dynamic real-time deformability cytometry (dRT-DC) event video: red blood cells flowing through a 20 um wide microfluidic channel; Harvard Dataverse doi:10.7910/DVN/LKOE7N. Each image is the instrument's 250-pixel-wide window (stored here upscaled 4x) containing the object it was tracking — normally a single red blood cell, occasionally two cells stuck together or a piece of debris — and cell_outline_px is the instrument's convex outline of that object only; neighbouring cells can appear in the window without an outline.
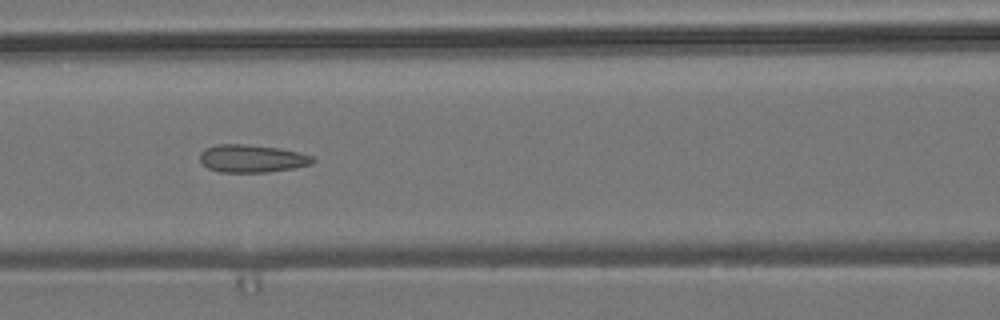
{"species": "common noctule bat (a hibernating species)", "species_latin": "Nyctalus noctula", "temperature_condition": "room temperature", "stored_images_in_passage": 10, "camera_frame_rate_fps": 3000, "um_per_image_px": 0.085, "animal": {"sex": "male", "body_mass_g": 19.2, "forearm_length_mm": 51.8}, "frame": {"image": 1, "passage_image": 6, "time_ms": 1.667, "image_size_px": [1000, 320], "cell_outline_px": [[316, 160], [312, 164], [292, 168], [268, 172], [220, 172], [208, 168], [200, 160], [200, 152], [204, 148], [216, 144], [244, 144], [280, 148], [300, 152], [312, 156]], "centroid_in_image_um": [21.41, 13.47], "position_along_channel_um": 145.2, "area_um2": 18.32}}
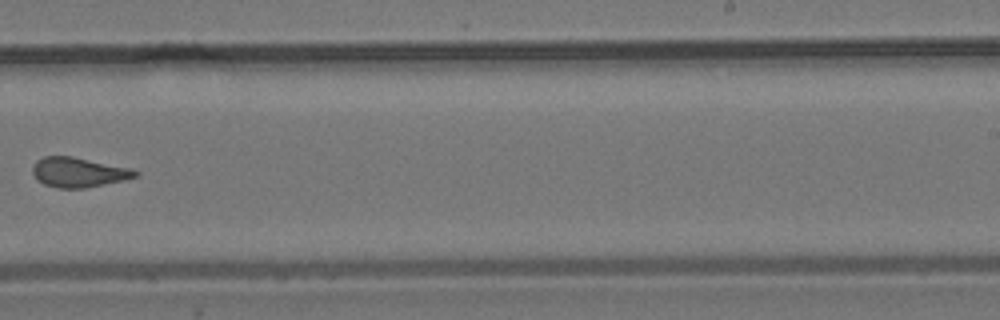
{"frame": {"image": 2, "passage_image": 9, "time_ms": 2.667, "image_size_px": [1000, 320], "cell_outline_px": [[140, 176], [124, 180], [84, 188], [56, 188], [44, 184], [36, 180], [32, 172], [32, 168], [36, 160], [44, 156], [72, 156], [132, 168], [140, 172]], "centroid_in_image_um": [6.69, 14.64], "position_along_channel_um": 282.3, "area_um2": 18.03}}
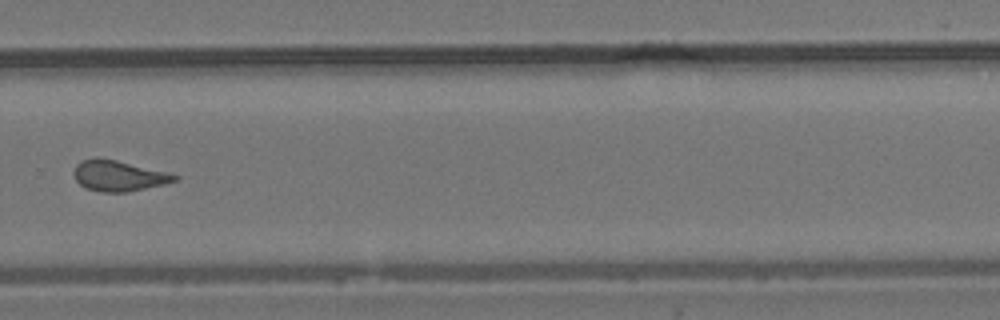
{"frame": {"image": 3, "passage_image": 10, "time_ms": 3.0, "image_size_px": [1000, 320], "cell_outline_px": [[180, 176], [176, 180], [164, 184], [124, 192], [100, 192], [84, 188], [76, 180], [72, 172], [76, 164], [80, 160], [96, 156], [116, 160]], "centroid_in_image_um": [9.98, 14.93], "position_along_channel_um": 319.8, "area_um2": 17.92}}